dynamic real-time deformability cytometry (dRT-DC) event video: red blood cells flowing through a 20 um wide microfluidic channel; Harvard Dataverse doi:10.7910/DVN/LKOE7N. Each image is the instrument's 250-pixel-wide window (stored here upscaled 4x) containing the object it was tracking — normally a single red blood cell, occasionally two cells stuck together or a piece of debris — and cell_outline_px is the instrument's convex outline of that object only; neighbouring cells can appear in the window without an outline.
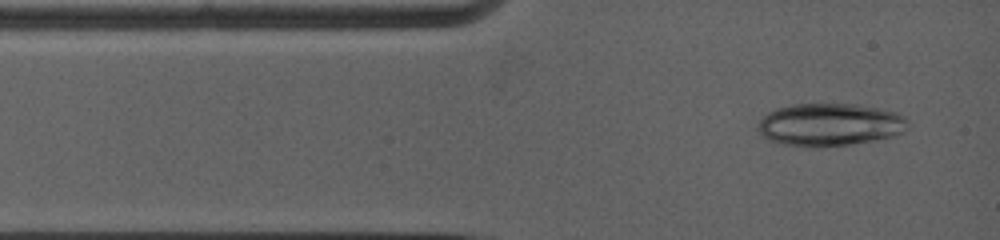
{"species": "common noctule bat (a hibernating species)", "species_latin": "Nyctalus noctula", "temperature_condition": "warm", "stored_images_in_passage": 10, "camera_frame_rate_fps": 5000, "um_per_image_px": 0.085, "animal": {"sex": "female", "body_mass_g": 19.0, "forearm_length_mm": 53.3}, "frame": {"image": 1, "passage_image": 4, "time_ms": 0.6, "image_size_px": [1000, 240], "cell_outline_px": [[908, 124], [904, 132], [892, 136], [876, 140], [820, 148], [812, 148], [784, 144], [768, 140], [756, 128], [756, 124], [768, 112], [776, 108], [792, 104], [860, 104], [896, 112], [904, 116]], "centroid_in_image_um": [70.51, 10.6], "position_along_channel_um": 14.5, "area_um2": 37.57}}